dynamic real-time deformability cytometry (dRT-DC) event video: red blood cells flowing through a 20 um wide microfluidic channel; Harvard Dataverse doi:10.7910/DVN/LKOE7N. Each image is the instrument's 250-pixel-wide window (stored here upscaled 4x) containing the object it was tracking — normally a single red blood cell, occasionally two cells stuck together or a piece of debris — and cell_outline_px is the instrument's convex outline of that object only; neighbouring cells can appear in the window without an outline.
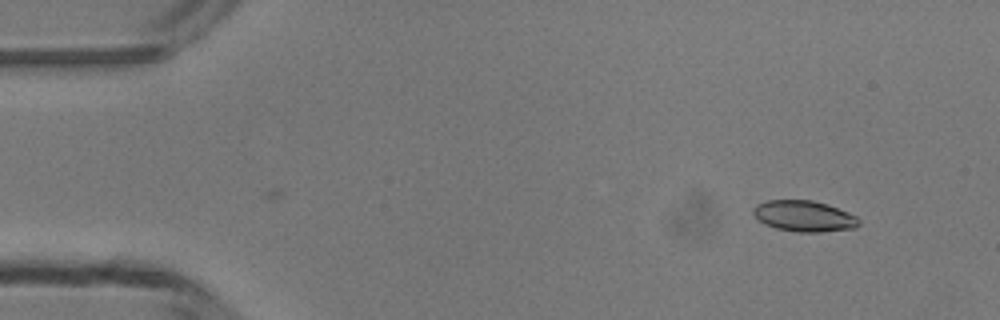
{"species": "common noctule bat (a hibernating species)", "species_latin": "Nyctalus noctula", "temperature_condition": "room temperature", "stored_images_in_passage": 36, "camera_frame_rate_fps": 3000, "um_per_image_px": 0.085, "animal": {"sex": "male", "body_mass_g": 13.3}, "frame": {"image": 1, "passage_image": 1, "time_ms": 0.0, "image_size_px": [1000, 320], "cell_outline_px": [[860, 224], [856, 228], [820, 232], [796, 232], [776, 228], [764, 224], [752, 212], [752, 208], [756, 204], [768, 200], [812, 200], [828, 204], [848, 212], [856, 216], [860, 220]], "centroid_in_image_um": [68.36, 18.37], "position_along_channel_um": 16.6, "area_um2": 19.19}}
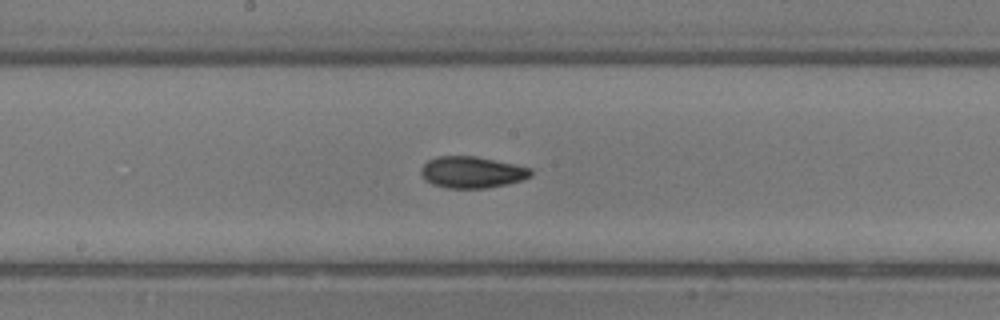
{"frame": {"image": 2, "passage_image": 22, "time_ms": 7.0, "image_size_px": [1000, 320], "cell_outline_px": [[532, 176], [520, 180], [504, 184], [484, 188], [448, 188], [432, 184], [424, 180], [420, 172], [420, 168], [428, 160], [436, 156], [476, 156], [516, 164], [532, 168]], "centroid_in_image_um": [40.09, 14.63], "position_along_channel_um": 208.1, "area_um2": 20.23}}
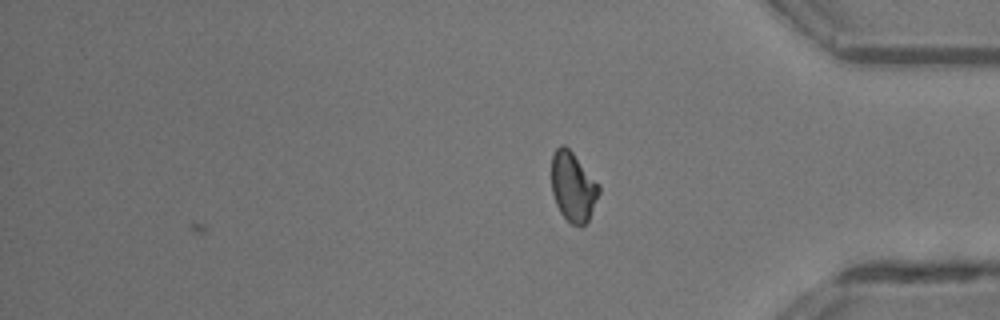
{"frame": {"image": 3, "passage_image": 36, "time_ms": 11.667, "image_size_px": [1000, 320], "cell_outline_px": [[600, 192], [588, 220], [580, 228], [572, 224], [560, 212], [556, 204], [552, 192], [552, 156], [556, 148], [560, 144], [564, 144], [572, 152], [600, 184]], "centroid_in_image_um": [48.72, 15.87], "position_along_channel_um": 386.5, "area_um2": 19.19}, "authors_computed_cell_mechanics": {"area_um2": 19.8543, "velocity_mm_per_s": 4.191, "shape_relaxation_time_tau1_ms": 3.4408, "shape_relaxation_time_tau2_ms": 2.6128, "deformation_change_tau1": 0.1061, "deformation_change_tau2": 0.0728}}